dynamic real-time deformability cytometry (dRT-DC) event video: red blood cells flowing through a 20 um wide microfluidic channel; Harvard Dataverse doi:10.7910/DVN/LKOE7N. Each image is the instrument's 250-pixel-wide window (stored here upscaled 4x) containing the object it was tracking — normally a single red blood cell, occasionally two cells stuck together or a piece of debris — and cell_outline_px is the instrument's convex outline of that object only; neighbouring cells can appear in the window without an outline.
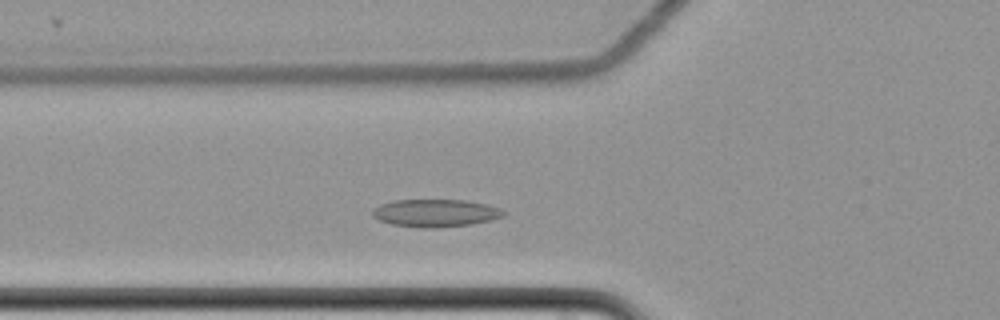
{"species": "common noctule bat (a hibernating species)", "species_latin": "Nyctalus noctula", "temperature_condition": "cold", "stored_images_in_passage": 44, "camera_frame_rate_fps": 3000, "um_per_image_px": 0.085, "animal": {"sex": "female", "body_mass_g": 22.7, "forearm_length_mm": 54.2}, "frame": {"image": 1, "passage_image": 11, "time_ms": 3.333, "image_size_px": [1000, 320], "cell_outline_px": [[508, 212], [504, 216], [492, 220], [472, 224], [428, 228], [424, 228], [392, 224], [380, 220], [372, 216], [372, 208], [380, 204], [392, 200], [464, 200], [488, 204], [500, 208]], "centroid_in_image_um": [37.04, 18.1], "position_along_channel_um": 88.8, "area_um2": 21.21}}
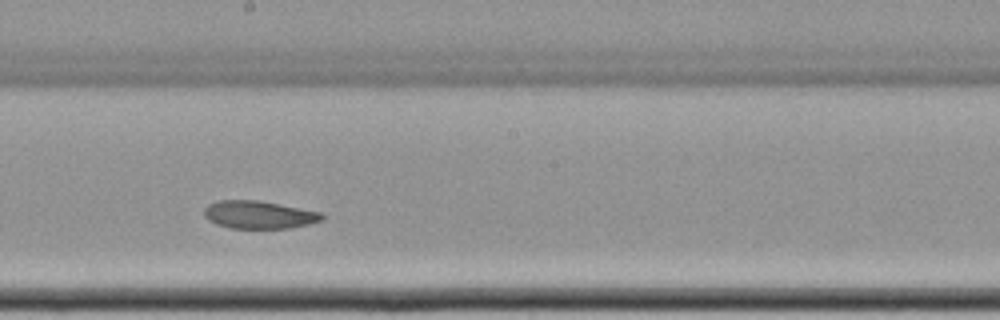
{"frame": {"image": 2, "passage_image": 23, "time_ms": 7.333, "image_size_px": [1000, 320], "cell_outline_px": [[324, 220], [308, 224], [288, 228], [232, 228], [216, 224], [208, 220], [204, 216], [204, 208], [208, 204], [216, 200], [260, 200], [324, 212]], "centroid_in_image_um": [22.03, 18.24], "position_along_channel_um": 226.2, "area_um2": 19.36}}
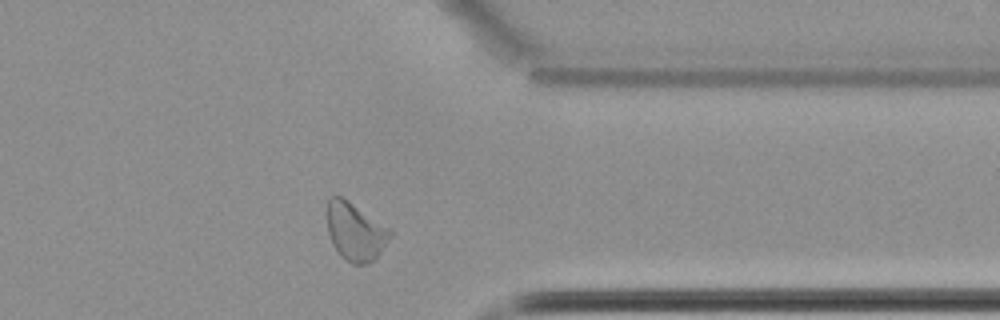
{"frame": {"image": 3, "passage_image": 37, "time_ms": 12.0, "image_size_px": [1000, 320], "cell_outline_px": [[392, 236], [380, 252], [368, 264], [352, 264], [344, 260], [340, 256], [332, 244], [328, 232], [328, 200], [332, 196], [340, 196], [348, 200], [392, 228]], "centroid_in_image_um": [30.23, 19.69], "position_along_channel_um": 381.2, "area_um2": 21.44}, "authors_computed_cell_mechanics": {"area_um2": 20.6924, "velocity_mm_per_s": 3.4423, "shape_relaxation_time_tau1_ms": null, "shape_relaxation_time_tau2_ms": 6.0778, "deformation_change_tau1": null, "deformation_change_tau2": 0.0972}}